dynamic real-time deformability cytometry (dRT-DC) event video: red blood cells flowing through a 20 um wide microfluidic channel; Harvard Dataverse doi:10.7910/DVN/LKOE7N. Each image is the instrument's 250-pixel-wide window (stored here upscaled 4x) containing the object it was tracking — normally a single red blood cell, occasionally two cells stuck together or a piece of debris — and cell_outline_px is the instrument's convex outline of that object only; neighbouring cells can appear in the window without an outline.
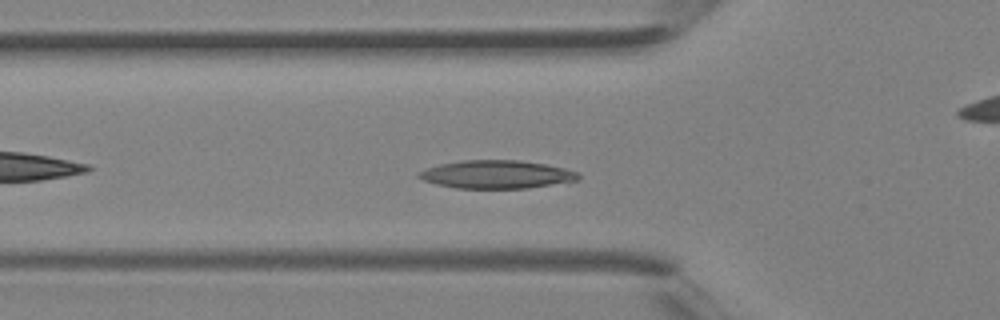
{"species": "Egyptian fruit bat (a non-hibernating species)", "species_latin": "Rousettus aegyptiacus", "temperature_condition": "room temperature", "stored_images_in_passage": 37, "camera_frame_rate_fps": 3000, "um_per_image_px": 0.085, "animal": {"sex": "female"}, "frame": {"image": 1, "passage_image": 10, "time_ms": 3.0, "image_size_px": [1000, 320], "cell_outline_px": [[580, 180], [528, 188], [456, 188], [436, 184], [424, 180], [416, 176], [416, 172], [440, 164], [464, 160], [520, 160], [544, 164], [564, 168], [580, 172]], "centroid_in_image_um": [42.23, 14.82], "position_along_channel_um": 83.6, "area_um2": 26.18}}
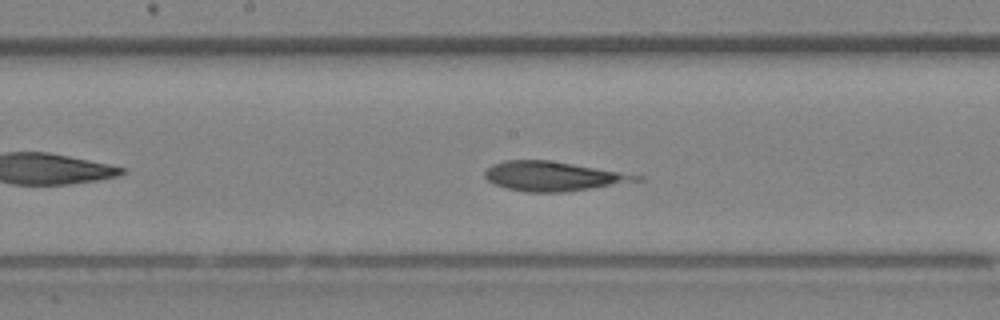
{"frame": {"image": 2, "passage_image": 17, "time_ms": 5.333, "image_size_px": [1000, 320], "cell_outline_px": [[644, 180], [568, 192], [524, 192], [504, 188], [488, 180], [484, 176], [484, 172], [492, 164], [504, 160], [548, 160], [644, 176]], "centroid_in_image_um": [46.99, 14.99], "position_along_channel_um": 201.2, "area_um2": 25.89}}
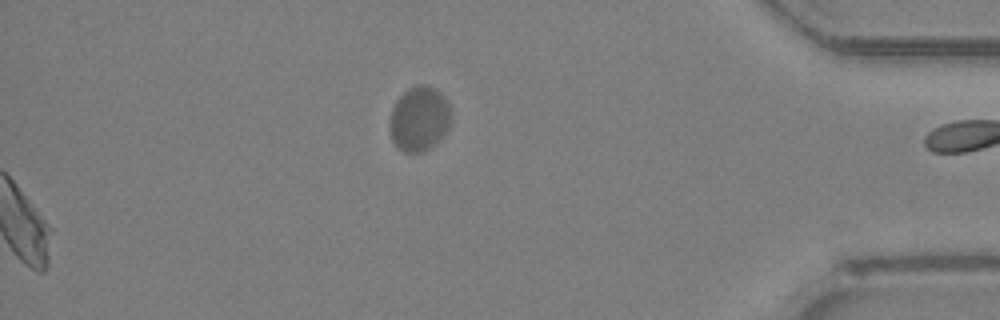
{"frame": {"image": 3, "passage_image": 37, "time_ms": 12.0, "image_size_px": [1000, 320], "cell_outline_px": [[452, 120], [444, 136], [436, 144], [424, 152], [404, 152], [396, 148], [392, 140], [388, 128], [388, 120], [392, 108], [396, 100], [408, 88], [416, 84], [424, 84], [436, 88], [444, 96], [452, 112]], "centroid_in_image_um": [35.63, 10.11], "position_along_channel_um": 399.6, "area_um2": 23.93}}